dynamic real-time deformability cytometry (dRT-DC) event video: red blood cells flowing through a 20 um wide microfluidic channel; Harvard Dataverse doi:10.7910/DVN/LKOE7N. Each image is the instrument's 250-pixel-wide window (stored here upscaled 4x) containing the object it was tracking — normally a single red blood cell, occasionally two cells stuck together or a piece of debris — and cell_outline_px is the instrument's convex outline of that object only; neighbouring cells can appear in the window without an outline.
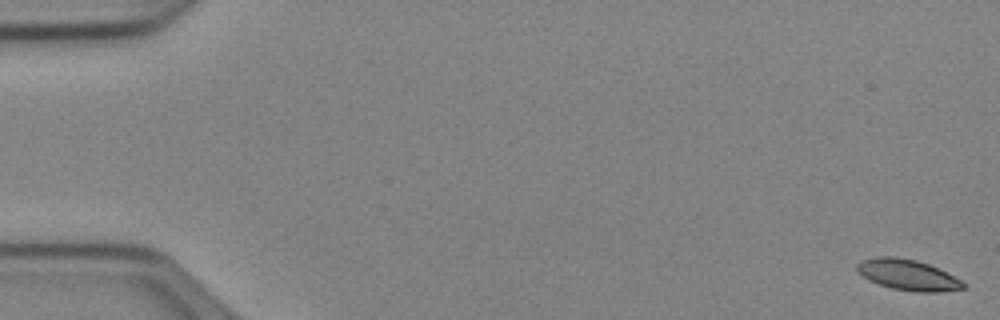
{"species": "Egyptian fruit bat (a non-hibernating species)", "species_latin": "Rousettus aegyptiacus", "temperature_condition": "cold", "stored_images_in_passage": 53, "camera_frame_rate_fps": 3000, "um_per_image_px": 0.085, "animal": {"sex": "female"}, "frame": {"image": 1, "passage_image": 1, "time_ms": 0.0, "image_size_px": [1000, 320], "cell_outline_px": [[964, 288], [940, 292], [916, 292], [892, 288], [868, 280], [856, 268], [856, 264], [860, 260], [880, 256], [892, 256], [916, 260], [928, 264], [960, 280], [964, 284]], "centroid_in_image_um": [77.12, 23.36], "position_along_channel_um": 7.9, "area_um2": 18.67}}
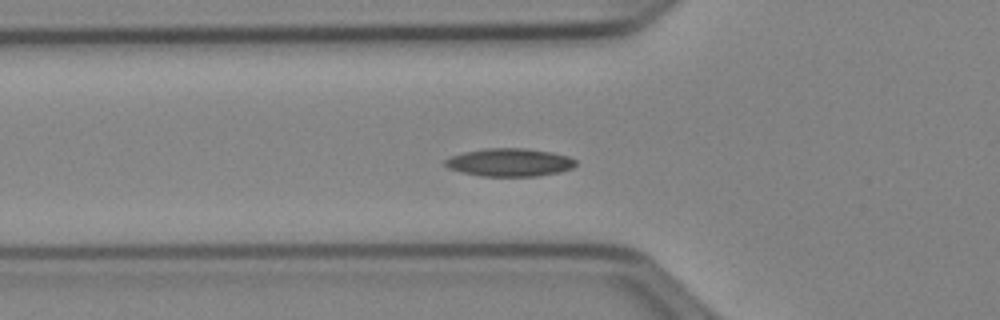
{"frame": {"image": 2, "passage_image": 19, "time_ms": 6.0, "image_size_px": [1000, 320], "cell_outline_px": [[576, 164], [572, 168], [560, 172], [536, 176], [480, 176], [460, 172], [448, 168], [444, 164], [444, 160], [452, 156], [464, 152], [484, 148], [528, 148], [552, 152], [568, 156], [576, 160]], "centroid_in_image_um": [43.31, 13.8], "position_along_channel_um": 82.5, "area_um2": 21.44}}
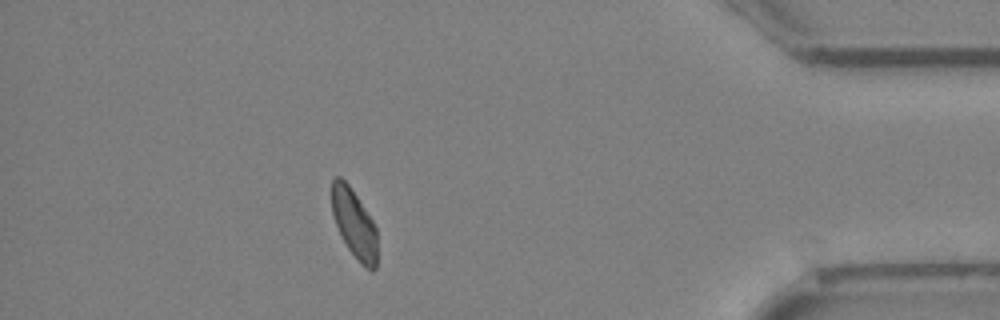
{"frame": {"image": 3, "passage_image": 47, "time_ms": 15.333, "image_size_px": [1000, 320], "cell_outline_px": [[376, 268], [372, 272], [348, 248], [340, 236], [332, 212], [332, 180], [336, 176], [340, 176], [348, 184], [372, 220], [376, 228]], "centroid_in_image_um": [30.09, 18.98], "position_along_channel_um": 405.1, "area_um2": 17.69}, "authors_computed_cell_mechanics": {"area_um2": 19.1896, "velocity_mm_per_s": 3.9224, "shape_relaxation_time_tau1_ms": 7.0148, "shape_relaxation_time_tau2_ms": null, "deformation_change_tau1": 0.12, "deformation_change_tau2": null}}